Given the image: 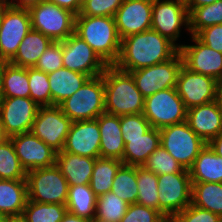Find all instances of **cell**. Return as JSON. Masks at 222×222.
Instances as JSON below:
<instances>
[{
	"instance_id": "obj_1",
	"label": "cell",
	"mask_w": 222,
	"mask_h": 222,
	"mask_svg": "<svg viewBox=\"0 0 222 222\" xmlns=\"http://www.w3.org/2000/svg\"><path fill=\"white\" fill-rule=\"evenodd\" d=\"M179 49L167 38L152 29L121 39L117 62L120 70L130 72L171 59Z\"/></svg>"
},
{
	"instance_id": "obj_2",
	"label": "cell",
	"mask_w": 222,
	"mask_h": 222,
	"mask_svg": "<svg viewBox=\"0 0 222 222\" xmlns=\"http://www.w3.org/2000/svg\"><path fill=\"white\" fill-rule=\"evenodd\" d=\"M102 77L105 113L116 116L143 113L144 97L130 72L120 70L115 65H108Z\"/></svg>"
},
{
	"instance_id": "obj_3",
	"label": "cell",
	"mask_w": 222,
	"mask_h": 222,
	"mask_svg": "<svg viewBox=\"0 0 222 222\" xmlns=\"http://www.w3.org/2000/svg\"><path fill=\"white\" fill-rule=\"evenodd\" d=\"M75 34L84 40L107 65H114L117 62L121 39L114 17L76 15Z\"/></svg>"
},
{
	"instance_id": "obj_4",
	"label": "cell",
	"mask_w": 222,
	"mask_h": 222,
	"mask_svg": "<svg viewBox=\"0 0 222 222\" xmlns=\"http://www.w3.org/2000/svg\"><path fill=\"white\" fill-rule=\"evenodd\" d=\"M58 106L72 122L97 119L105 113V88L102 75L89 78L77 92Z\"/></svg>"
},
{
	"instance_id": "obj_5",
	"label": "cell",
	"mask_w": 222,
	"mask_h": 222,
	"mask_svg": "<svg viewBox=\"0 0 222 222\" xmlns=\"http://www.w3.org/2000/svg\"><path fill=\"white\" fill-rule=\"evenodd\" d=\"M28 200L66 204L69 184L56 164L27 172Z\"/></svg>"
},
{
	"instance_id": "obj_6",
	"label": "cell",
	"mask_w": 222,
	"mask_h": 222,
	"mask_svg": "<svg viewBox=\"0 0 222 222\" xmlns=\"http://www.w3.org/2000/svg\"><path fill=\"white\" fill-rule=\"evenodd\" d=\"M31 28L53 41L66 40L75 33L76 14L48 0L29 9Z\"/></svg>"
},
{
	"instance_id": "obj_7",
	"label": "cell",
	"mask_w": 222,
	"mask_h": 222,
	"mask_svg": "<svg viewBox=\"0 0 222 222\" xmlns=\"http://www.w3.org/2000/svg\"><path fill=\"white\" fill-rule=\"evenodd\" d=\"M160 145L189 170L205 143L188 125L187 121L159 129Z\"/></svg>"
},
{
	"instance_id": "obj_8",
	"label": "cell",
	"mask_w": 222,
	"mask_h": 222,
	"mask_svg": "<svg viewBox=\"0 0 222 222\" xmlns=\"http://www.w3.org/2000/svg\"><path fill=\"white\" fill-rule=\"evenodd\" d=\"M144 117L151 127H163L186 121L187 109L176 88L158 91L144 98Z\"/></svg>"
},
{
	"instance_id": "obj_9",
	"label": "cell",
	"mask_w": 222,
	"mask_h": 222,
	"mask_svg": "<svg viewBox=\"0 0 222 222\" xmlns=\"http://www.w3.org/2000/svg\"><path fill=\"white\" fill-rule=\"evenodd\" d=\"M159 211L165 217H175L191 204L190 172L158 175Z\"/></svg>"
},
{
	"instance_id": "obj_10",
	"label": "cell",
	"mask_w": 222,
	"mask_h": 222,
	"mask_svg": "<svg viewBox=\"0 0 222 222\" xmlns=\"http://www.w3.org/2000/svg\"><path fill=\"white\" fill-rule=\"evenodd\" d=\"M181 26L189 31V13L185 0H153L151 29L167 38L178 49L183 45L176 43Z\"/></svg>"
},
{
	"instance_id": "obj_11",
	"label": "cell",
	"mask_w": 222,
	"mask_h": 222,
	"mask_svg": "<svg viewBox=\"0 0 222 222\" xmlns=\"http://www.w3.org/2000/svg\"><path fill=\"white\" fill-rule=\"evenodd\" d=\"M182 66L183 60L178 51L171 59L165 62L130 71V73L138 90L146 98L158 91L176 88L177 77Z\"/></svg>"
},
{
	"instance_id": "obj_12",
	"label": "cell",
	"mask_w": 222,
	"mask_h": 222,
	"mask_svg": "<svg viewBox=\"0 0 222 222\" xmlns=\"http://www.w3.org/2000/svg\"><path fill=\"white\" fill-rule=\"evenodd\" d=\"M176 89L187 110L217 100L220 92L219 81L184 65L180 68Z\"/></svg>"
},
{
	"instance_id": "obj_13",
	"label": "cell",
	"mask_w": 222,
	"mask_h": 222,
	"mask_svg": "<svg viewBox=\"0 0 222 222\" xmlns=\"http://www.w3.org/2000/svg\"><path fill=\"white\" fill-rule=\"evenodd\" d=\"M72 121L59 106H40L30 132L55 151H62Z\"/></svg>"
},
{
	"instance_id": "obj_14",
	"label": "cell",
	"mask_w": 222,
	"mask_h": 222,
	"mask_svg": "<svg viewBox=\"0 0 222 222\" xmlns=\"http://www.w3.org/2000/svg\"><path fill=\"white\" fill-rule=\"evenodd\" d=\"M40 106L31 98L12 97L0 100V123L7 138L30 132Z\"/></svg>"
},
{
	"instance_id": "obj_15",
	"label": "cell",
	"mask_w": 222,
	"mask_h": 222,
	"mask_svg": "<svg viewBox=\"0 0 222 222\" xmlns=\"http://www.w3.org/2000/svg\"><path fill=\"white\" fill-rule=\"evenodd\" d=\"M31 29L29 10L7 5L0 22V58L10 61Z\"/></svg>"
},
{
	"instance_id": "obj_16",
	"label": "cell",
	"mask_w": 222,
	"mask_h": 222,
	"mask_svg": "<svg viewBox=\"0 0 222 222\" xmlns=\"http://www.w3.org/2000/svg\"><path fill=\"white\" fill-rule=\"evenodd\" d=\"M63 67L91 77L102 75L107 64L75 33L62 41Z\"/></svg>"
},
{
	"instance_id": "obj_17",
	"label": "cell",
	"mask_w": 222,
	"mask_h": 222,
	"mask_svg": "<svg viewBox=\"0 0 222 222\" xmlns=\"http://www.w3.org/2000/svg\"><path fill=\"white\" fill-rule=\"evenodd\" d=\"M10 139L20 164L26 172L56 164L57 151L32 132L21 133Z\"/></svg>"
},
{
	"instance_id": "obj_18",
	"label": "cell",
	"mask_w": 222,
	"mask_h": 222,
	"mask_svg": "<svg viewBox=\"0 0 222 222\" xmlns=\"http://www.w3.org/2000/svg\"><path fill=\"white\" fill-rule=\"evenodd\" d=\"M194 44H183L179 48L183 65L199 74L213 77L217 81L222 77V53L202 43L195 35H191Z\"/></svg>"
},
{
	"instance_id": "obj_19",
	"label": "cell",
	"mask_w": 222,
	"mask_h": 222,
	"mask_svg": "<svg viewBox=\"0 0 222 222\" xmlns=\"http://www.w3.org/2000/svg\"><path fill=\"white\" fill-rule=\"evenodd\" d=\"M153 0H124L114 18L120 39L151 29Z\"/></svg>"
},
{
	"instance_id": "obj_20",
	"label": "cell",
	"mask_w": 222,
	"mask_h": 222,
	"mask_svg": "<svg viewBox=\"0 0 222 222\" xmlns=\"http://www.w3.org/2000/svg\"><path fill=\"white\" fill-rule=\"evenodd\" d=\"M100 143L101 135L96 119L74 121L71 123L63 151L97 159L100 157Z\"/></svg>"
},
{
	"instance_id": "obj_21",
	"label": "cell",
	"mask_w": 222,
	"mask_h": 222,
	"mask_svg": "<svg viewBox=\"0 0 222 222\" xmlns=\"http://www.w3.org/2000/svg\"><path fill=\"white\" fill-rule=\"evenodd\" d=\"M186 121L189 127L208 144L222 132V111L218 99L189 108Z\"/></svg>"
},
{
	"instance_id": "obj_22",
	"label": "cell",
	"mask_w": 222,
	"mask_h": 222,
	"mask_svg": "<svg viewBox=\"0 0 222 222\" xmlns=\"http://www.w3.org/2000/svg\"><path fill=\"white\" fill-rule=\"evenodd\" d=\"M96 120L101 135L100 157L122 161L125 143L120 126V116L103 113Z\"/></svg>"
},
{
	"instance_id": "obj_23",
	"label": "cell",
	"mask_w": 222,
	"mask_h": 222,
	"mask_svg": "<svg viewBox=\"0 0 222 222\" xmlns=\"http://www.w3.org/2000/svg\"><path fill=\"white\" fill-rule=\"evenodd\" d=\"M96 158H90L59 151L56 165L66 178L69 185L89 184Z\"/></svg>"
},
{
	"instance_id": "obj_24",
	"label": "cell",
	"mask_w": 222,
	"mask_h": 222,
	"mask_svg": "<svg viewBox=\"0 0 222 222\" xmlns=\"http://www.w3.org/2000/svg\"><path fill=\"white\" fill-rule=\"evenodd\" d=\"M47 75L51 91V106H58L65 99L71 97L90 78L84 73L71 71L64 67Z\"/></svg>"
},
{
	"instance_id": "obj_25",
	"label": "cell",
	"mask_w": 222,
	"mask_h": 222,
	"mask_svg": "<svg viewBox=\"0 0 222 222\" xmlns=\"http://www.w3.org/2000/svg\"><path fill=\"white\" fill-rule=\"evenodd\" d=\"M28 200L27 180L0 179V214L22 216Z\"/></svg>"
},
{
	"instance_id": "obj_26",
	"label": "cell",
	"mask_w": 222,
	"mask_h": 222,
	"mask_svg": "<svg viewBox=\"0 0 222 222\" xmlns=\"http://www.w3.org/2000/svg\"><path fill=\"white\" fill-rule=\"evenodd\" d=\"M159 146L160 131L152 127L143 137L127 138L122 162L124 165L143 166Z\"/></svg>"
},
{
	"instance_id": "obj_27",
	"label": "cell",
	"mask_w": 222,
	"mask_h": 222,
	"mask_svg": "<svg viewBox=\"0 0 222 222\" xmlns=\"http://www.w3.org/2000/svg\"><path fill=\"white\" fill-rule=\"evenodd\" d=\"M52 42L51 38L40 31L31 29L20 43L17 53L9 63L24 68L35 67L39 57Z\"/></svg>"
},
{
	"instance_id": "obj_28",
	"label": "cell",
	"mask_w": 222,
	"mask_h": 222,
	"mask_svg": "<svg viewBox=\"0 0 222 222\" xmlns=\"http://www.w3.org/2000/svg\"><path fill=\"white\" fill-rule=\"evenodd\" d=\"M189 172L191 182L222 183V157L206 144L196 157Z\"/></svg>"
},
{
	"instance_id": "obj_29",
	"label": "cell",
	"mask_w": 222,
	"mask_h": 222,
	"mask_svg": "<svg viewBox=\"0 0 222 222\" xmlns=\"http://www.w3.org/2000/svg\"><path fill=\"white\" fill-rule=\"evenodd\" d=\"M97 196L89 184L69 185L66 201L67 211L91 220L95 217Z\"/></svg>"
},
{
	"instance_id": "obj_30",
	"label": "cell",
	"mask_w": 222,
	"mask_h": 222,
	"mask_svg": "<svg viewBox=\"0 0 222 222\" xmlns=\"http://www.w3.org/2000/svg\"><path fill=\"white\" fill-rule=\"evenodd\" d=\"M191 204L222 217V183L191 182Z\"/></svg>"
},
{
	"instance_id": "obj_31",
	"label": "cell",
	"mask_w": 222,
	"mask_h": 222,
	"mask_svg": "<svg viewBox=\"0 0 222 222\" xmlns=\"http://www.w3.org/2000/svg\"><path fill=\"white\" fill-rule=\"evenodd\" d=\"M123 162L114 158L99 157L95 160L89 185L98 197L111 191L112 183Z\"/></svg>"
},
{
	"instance_id": "obj_32",
	"label": "cell",
	"mask_w": 222,
	"mask_h": 222,
	"mask_svg": "<svg viewBox=\"0 0 222 222\" xmlns=\"http://www.w3.org/2000/svg\"><path fill=\"white\" fill-rule=\"evenodd\" d=\"M30 98L28 68L8 64L3 74V98Z\"/></svg>"
},
{
	"instance_id": "obj_33",
	"label": "cell",
	"mask_w": 222,
	"mask_h": 222,
	"mask_svg": "<svg viewBox=\"0 0 222 222\" xmlns=\"http://www.w3.org/2000/svg\"><path fill=\"white\" fill-rule=\"evenodd\" d=\"M111 192L129 205L137 202V166L122 165L114 177Z\"/></svg>"
},
{
	"instance_id": "obj_34",
	"label": "cell",
	"mask_w": 222,
	"mask_h": 222,
	"mask_svg": "<svg viewBox=\"0 0 222 222\" xmlns=\"http://www.w3.org/2000/svg\"><path fill=\"white\" fill-rule=\"evenodd\" d=\"M137 185L136 203L159 211L158 175L150 172L144 166H137Z\"/></svg>"
},
{
	"instance_id": "obj_35",
	"label": "cell",
	"mask_w": 222,
	"mask_h": 222,
	"mask_svg": "<svg viewBox=\"0 0 222 222\" xmlns=\"http://www.w3.org/2000/svg\"><path fill=\"white\" fill-rule=\"evenodd\" d=\"M222 24V0L194 8L189 13V34L196 35L200 30Z\"/></svg>"
},
{
	"instance_id": "obj_36",
	"label": "cell",
	"mask_w": 222,
	"mask_h": 222,
	"mask_svg": "<svg viewBox=\"0 0 222 222\" xmlns=\"http://www.w3.org/2000/svg\"><path fill=\"white\" fill-rule=\"evenodd\" d=\"M66 211L64 204L38 203L27 200L22 217L26 222H60Z\"/></svg>"
},
{
	"instance_id": "obj_37",
	"label": "cell",
	"mask_w": 222,
	"mask_h": 222,
	"mask_svg": "<svg viewBox=\"0 0 222 222\" xmlns=\"http://www.w3.org/2000/svg\"><path fill=\"white\" fill-rule=\"evenodd\" d=\"M27 172L21 166L13 143L7 138L0 144V179L26 180Z\"/></svg>"
},
{
	"instance_id": "obj_38",
	"label": "cell",
	"mask_w": 222,
	"mask_h": 222,
	"mask_svg": "<svg viewBox=\"0 0 222 222\" xmlns=\"http://www.w3.org/2000/svg\"><path fill=\"white\" fill-rule=\"evenodd\" d=\"M128 206L127 202L110 191L97 197L95 217L120 222L125 216Z\"/></svg>"
},
{
	"instance_id": "obj_39",
	"label": "cell",
	"mask_w": 222,
	"mask_h": 222,
	"mask_svg": "<svg viewBox=\"0 0 222 222\" xmlns=\"http://www.w3.org/2000/svg\"><path fill=\"white\" fill-rule=\"evenodd\" d=\"M150 172L156 175L169 173L189 172L176 161L161 145L149 155L146 163L143 165Z\"/></svg>"
},
{
	"instance_id": "obj_40",
	"label": "cell",
	"mask_w": 222,
	"mask_h": 222,
	"mask_svg": "<svg viewBox=\"0 0 222 222\" xmlns=\"http://www.w3.org/2000/svg\"><path fill=\"white\" fill-rule=\"evenodd\" d=\"M30 98L39 106H51L48 75L35 67L28 68Z\"/></svg>"
},
{
	"instance_id": "obj_41",
	"label": "cell",
	"mask_w": 222,
	"mask_h": 222,
	"mask_svg": "<svg viewBox=\"0 0 222 222\" xmlns=\"http://www.w3.org/2000/svg\"><path fill=\"white\" fill-rule=\"evenodd\" d=\"M120 126L125 144L127 138L143 137L152 128L142 113L121 115Z\"/></svg>"
},
{
	"instance_id": "obj_42",
	"label": "cell",
	"mask_w": 222,
	"mask_h": 222,
	"mask_svg": "<svg viewBox=\"0 0 222 222\" xmlns=\"http://www.w3.org/2000/svg\"><path fill=\"white\" fill-rule=\"evenodd\" d=\"M35 68L46 74L63 68L62 41H53L39 57Z\"/></svg>"
},
{
	"instance_id": "obj_43",
	"label": "cell",
	"mask_w": 222,
	"mask_h": 222,
	"mask_svg": "<svg viewBox=\"0 0 222 222\" xmlns=\"http://www.w3.org/2000/svg\"><path fill=\"white\" fill-rule=\"evenodd\" d=\"M124 0H87L78 15L114 17Z\"/></svg>"
},
{
	"instance_id": "obj_44",
	"label": "cell",
	"mask_w": 222,
	"mask_h": 222,
	"mask_svg": "<svg viewBox=\"0 0 222 222\" xmlns=\"http://www.w3.org/2000/svg\"><path fill=\"white\" fill-rule=\"evenodd\" d=\"M164 217L154 208L134 203L128 206L127 212L120 222H161Z\"/></svg>"
},
{
	"instance_id": "obj_45",
	"label": "cell",
	"mask_w": 222,
	"mask_h": 222,
	"mask_svg": "<svg viewBox=\"0 0 222 222\" xmlns=\"http://www.w3.org/2000/svg\"><path fill=\"white\" fill-rule=\"evenodd\" d=\"M175 218L178 222H222V217L206 209L190 204Z\"/></svg>"
},
{
	"instance_id": "obj_46",
	"label": "cell",
	"mask_w": 222,
	"mask_h": 222,
	"mask_svg": "<svg viewBox=\"0 0 222 222\" xmlns=\"http://www.w3.org/2000/svg\"><path fill=\"white\" fill-rule=\"evenodd\" d=\"M195 36L211 49L222 53V24L206 27Z\"/></svg>"
},
{
	"instance_id": "obj_47",
	"label": "cell",
	"mask_w": 222,
	"mask_h": 222,
	"mask_svg": "<svg viewBox=\"0 0 222 222\" xmlns=\"http://www.w3.org/2000/svg\"><path fill=\"white\" fill-rule=\"evenodd\" d=\"M59 7L68 9L78 15L81 12L82 5L80 0H48Z\"/></svg>"
},
{
	"instance_id": "obj_48",
	"label": "cell",
	"mask_w": 222,
	"mask_h": 222,
	"mask_svg": "<svg viewBox=\"0 0 222 222\" xmlns=\"http://www.w3.org/2000/svg\"><path fill=\"white\" fill-rule=\"evenodd\" d=\"M6 3L15 8L27 9L29 10L31 7L37 6L44 0H5Z\"/></svg>"
},
{
	"instance_id": "obj_49",
	"label": "cell",
	"mask_w": 222,
	"mask_h": 222,
	"mask_svg": "<svg viewBox=\"0 0 222 222\" xmlns=\"http://www.w3.org/2000/svg\"><path fill=\"white\" fill-rule=\"evenodd\" d=\"M208 145L220 157H222V132L214 137Z\"/></svg>"
},
{
	"instance_id": "obj_50",
	"label": "cell",
	"mask_w": 222,
	"mask_h": 222,
	"mask_svg": "<svg viewBox=\"0 0 222 222\" xmlns=\"http://www.w3.org/2000/svg\"><path fill=\"white\" fill-rule=\"evenodd\" d=\"M217 0H186V7L188 13H190L194 8L201 7L204 5L215 3Z\"/></svg>"
},
{
	"instance_id": "obj_51",
	"label": "cell",
	"mask_w": 222,
	"mask_h": 222,
	"mask_svg": "<svg viewBox=\"0 0 222 222\" xmlns=\"http://www.w3.org/2000/svg\"><path fill=\"white\" fill-rule=\"evenodd\" d=\"M60 222H90V220L66 211Z\"/></svg>"
},
{
	"instance_id": "obj_52",
	"label": "cell",
	"mask_w": 222,
	"mask_h": 222,
	"mask_svg": "<svg viewBox=\"0 0 222 222\" xmlns=\"http://www.w3.org/2000/svg\"><path fill=\"white\" fill-rule=\"evenodd\" d=\"M9 61L0 58V100L3 98V74Z\"/></svg>"
},
{
	"instance_id": "obj_53",
	"label": "cell",
	"mask_w": 222,
	"mask_h": 222,
	"mask_svg": "<svg viewBox=\"0 0 222 222\" xmlns=\"http://www.w3.org/2000/svg\"><path fill=\"white\" fill-rule=\"evenodd\" d=\"M4 222H26V220L22 216H15L5 218Z\"/></svg>"
},
{
	"instance_id": "obj_54",
	"label": "cell",
	"mask_w": 222,
	"mask_h": 222,
	"mask_svg": "<svg viewBox=\"0 0 222 222\" xmlns=\"http://www.w3.org/2000/svg\"><path fill=\"white\" fill-rule=\"evenodd\" d=\"M7 5L8 4L6 3L5 0H0V22H1V18H2V13Z\"/></svg>"
},
{
	"instance_id": "obj_55",
	"label": "cell",
	"mask_w": 222,
	"mask_h": 222,
	"mask_svg": "<svg viewBox=\"0 0 222 222\" xmlns=\"http://www.w3.org/2000/svg\"><path fill=\"white\" fill-rule=\"evenodd\" d=\"M6 139L7 137L4 135L3 128L0 123V144L3 143Z\"/></svg>"
},
{
	"instance_id": "obj_56",
	"label": "cell",
	"mask_w": 222,
	"mask_h": 222,
	"mask_svg": "<svg viewBox=\"0 0 222 222\" xmlns=\"http://www.w3.org/2000/svg\"><path fill=\"white\" fill-rule=\"evenodd\" d=\"M161 222H178L175 217H164Z\"/></svg>"
},
{
	"instance_id": "obj_57",
	"label": "cell",
	"mask_w": 222,
	"mask_h": 222,
	"mask_svg": "<svg viewBox=\"0 0 222 222\" xmlns=\"http://www.w3.org/2000/svg\"><path fill=\"white\" fill-rule=\"evenodd\" d=\"M90 222H111V221H108V220H105V219H100L98 217H93Z\"/></svg>"
},
{
	"instance_id": "obj_58",
	"label": "cell",
	"mask_w": 222,
	"mask_h": 222,
	"mask_svg": "<svg viewBox=\"0 0 222 222\" xmlns=\"http://www.w3.org/2000/svg\"><path fill=\"white\" fill-rule=\"evenodd\" d=\"M219 105L222 111V92H219V97H218Z\"/></svg>"
},
{
	"instance_id": "obj_59",
	"label": "cell",
	"mask_w": 222,
	"mask_h": 222,
	"mask_svg": "<svg viewBox=\"0 0 222 222\" xmlns=\"http://www.w3.org/2000/svg\"><path fill=\"white\" fill-rule=\"evenodd\" d=\"M219 88H220V92H222V77L219 80Z\"/></svg>"
},
{
	"instance_id": "obj_60",
	"label": "cell",
	"mask_w": 222,
	"mask_h": 222,
	"mask_svg": "<svg viewBox=\"0 0 222 222\" xmlns=\"http://www.w3.org/2000/svg\"><path fill=\"white\" fill-rule=\"evenodd\" d=\"M5 220V217H3L1 214H0V222H4Z\"/></svg>"
},
{
	"instance_id": "obj_61",
	"label": "cell",
	"mask_w": 222,
	"mask_h": 222,
	"mask_svg": "<svg viewBox=\"0 0 222 222\" xmlns=\"http://www.w3.org/2000/svg\"><path fill=\"white\" fill-rule=\"evenodd\" d=\"M87 0H80L81 5H83Z\"/></svg>"
}]
</instances>
